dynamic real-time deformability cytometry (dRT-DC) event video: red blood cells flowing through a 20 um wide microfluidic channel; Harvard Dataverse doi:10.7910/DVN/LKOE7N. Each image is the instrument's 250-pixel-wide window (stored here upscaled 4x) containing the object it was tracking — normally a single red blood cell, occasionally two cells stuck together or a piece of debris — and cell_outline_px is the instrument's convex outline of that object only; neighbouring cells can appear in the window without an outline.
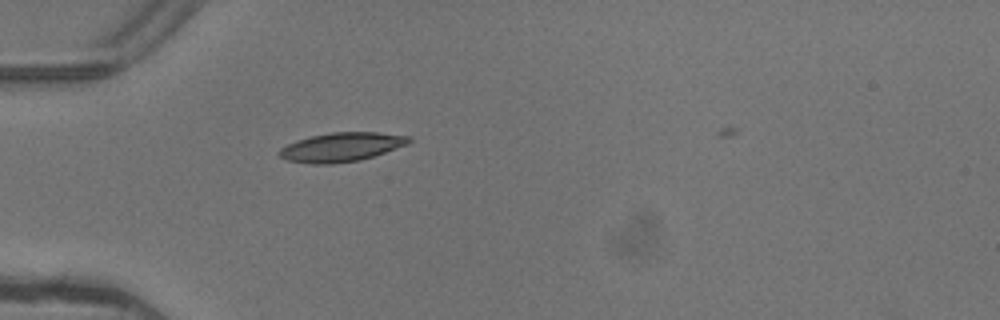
{"species": "common noctule bat (a hibernating species)", "species_latin": "Nyctalus noctula", "temperature_condition": "warm", "stored_images_in_passage": 1, "camera_frame_rate_fps": 3000, "um_per_image_px": 0.085, "animal": {"sex": "female"}, "frame": {"image": 1, "passage_image": 1, "time_ms": 0.0, "image_size_px": [1000, 320], "cell_outline_px": [[412, 140], [408, 144], [360, 160], [332, 164], [312, 164], [288, 160], [280, 156], [276, 152], [280, 148], [296, 140], [312, 136], [332, 132], [376, 132], [412, 136]], "centroid_in_image_um": [29.02, 12.5], "position_along_channel_um": 56.0, "area_um2": 21.85}}